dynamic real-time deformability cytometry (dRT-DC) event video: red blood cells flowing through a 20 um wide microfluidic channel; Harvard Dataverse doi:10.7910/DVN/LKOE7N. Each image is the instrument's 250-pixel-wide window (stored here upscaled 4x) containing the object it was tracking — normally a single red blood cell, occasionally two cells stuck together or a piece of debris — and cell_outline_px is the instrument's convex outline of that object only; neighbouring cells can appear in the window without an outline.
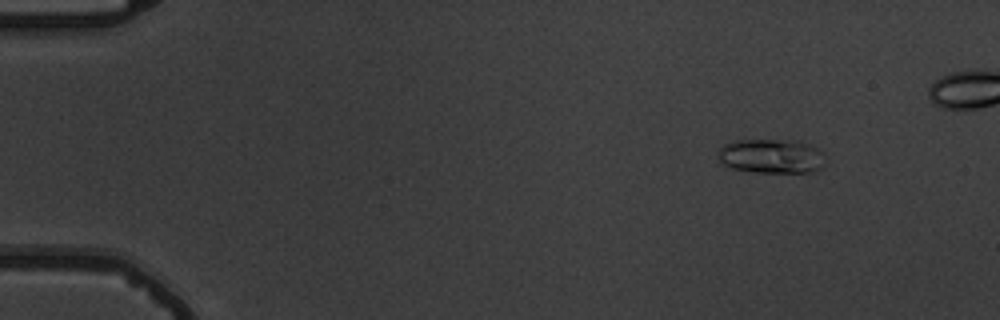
{"species": "common noctule bat (a hibernating species)", "species_latin": "Nyctalus noctula", "temperature_condition": "warm", "stored_images_in_passage": 6, "camera_frame_rate_fps": 3000, "um_per_image_px": 0.085, "animal": {"sex": "male", "body_mass_g": 19.5, "forearm_length_mm": 54.6}, "frame": {"image": 1, "passage_image": 2, "time_ms": 2.0, "image_size_px": [1000, 320], "cell_outline_px": [[824, 164], [816, 172], [752, 172], [732, 168], [720, 164], [720, 148], [724, 144], [736, 140], [776, 140], [808, 144], [824, 152]], "centroid_in_image_um": [65.56, 13.29], "position_along_channel_um": 19.4, "area_um2": 21.27}}